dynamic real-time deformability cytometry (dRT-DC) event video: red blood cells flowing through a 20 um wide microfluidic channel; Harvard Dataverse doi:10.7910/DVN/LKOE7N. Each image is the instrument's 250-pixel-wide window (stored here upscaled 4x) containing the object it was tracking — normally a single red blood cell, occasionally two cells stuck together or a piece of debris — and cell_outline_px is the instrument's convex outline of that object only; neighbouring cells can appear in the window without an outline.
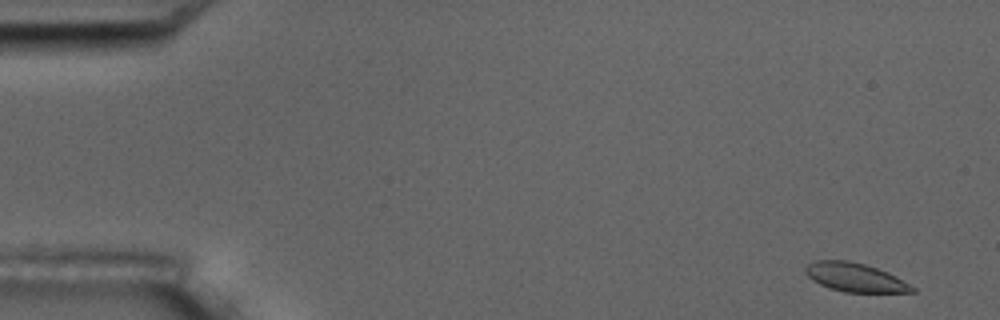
{"species": "common noctule bat (a hibernating species)", "species_latin": "Nyctalus noctula", "temperature_condition": "room temperature", "stored_images_in_passage": 5, "camera_frame_rate_fps": 3000, "um_per_image_px": 0.085, "animal": {"sex": "male", "body_mass_g": 17.5, "forearm_length_mm": 52.3}, "frame": {"image": 1, "passage_image": 1, "time_ms": 0.0, "image_size_px": [1000, 320], "cell_outline_px": [[916, 292], [844, 292], [828, 288], [812, 280], [804, 272], [804, 268], [808, 264], [816, 260], [848, 260], [864, 264], [888, 272], [916, 288]], "centroid_in_image_um": [72.65, 23.58], "position_along_channel_um": 12.3, "area_um2": 17.86}}
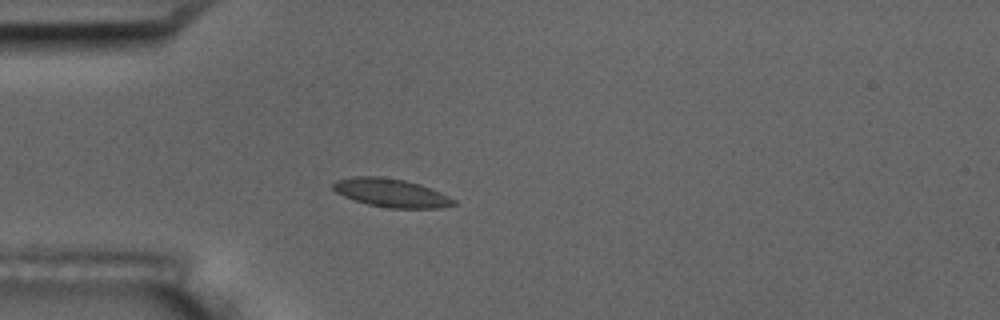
{"frame": {"image": 2, "passage_image": 4, "time_ms": 4.333, "image_size_px": [1000, 320], "cell_outline_px": [[456, 204], [440, 208], [392, 208], [368, 204], [344, 196], [336, 192], [332, 188], [332, 184], [336, 180], [352, 176], [380, 176], [404, 180], [420, 184], [432, 188], [456, 200]], "centroid_in_image_um": [33.25, 16.38], "position_along_channel_um": 51.7, "area_um2": 19.94}}